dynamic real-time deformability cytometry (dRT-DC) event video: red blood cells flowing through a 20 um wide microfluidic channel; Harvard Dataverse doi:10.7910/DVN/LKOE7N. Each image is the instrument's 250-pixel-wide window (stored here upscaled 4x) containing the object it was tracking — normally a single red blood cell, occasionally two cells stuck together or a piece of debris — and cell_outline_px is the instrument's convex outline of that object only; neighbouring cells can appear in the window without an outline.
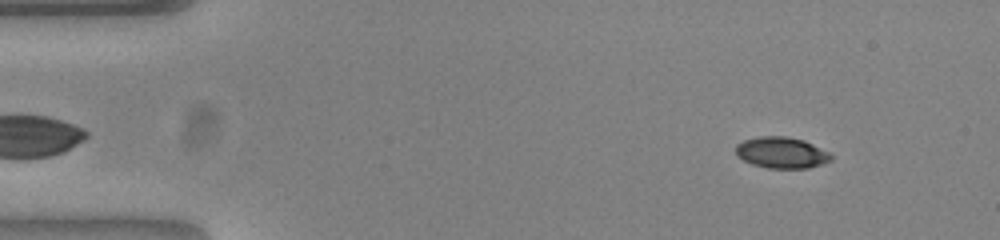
{"species": "common noctule bat (a hibernating species)", "species_latin": "Nyctalus noctula", "temperature_condition": "warm", "stored_images_in_passage": 51, "camera_frame_rate_fps": 3000, "um_per_image_px": 0.085, "animal": {"sex": "female", "body_mass_g": 23.0, "forearm_length_mm": 53.4}, "frame": {"image": 1, "passage_image": 4, "time_ms": 1.0, "image_size_px": [1000, 240], "cell_outline_px": [[832, 160], [808, 168], [768, 168], [752, 164], [736, 156], [736, 144], [744, 140], [760, 136], [784, 136], [804, 140], [828, 152], [832, 156]], "centroid_in_image_um": [66.41, 12.97], "position_along_channel_um": 18.6, "area_um2": 17.22}}
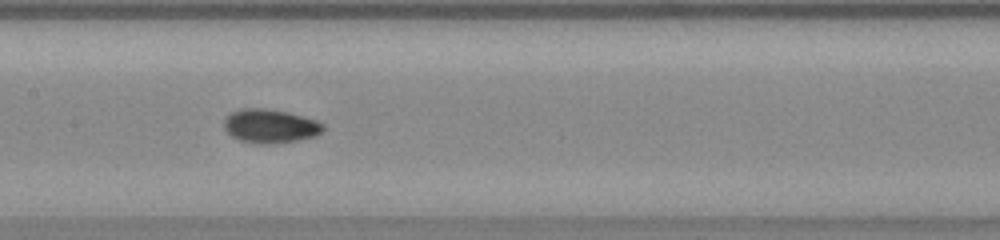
{"frame": {"image": 2, "passage_image": 24, "time_ms": 7.667, "image_size_px": [1000, 240], "cell_outline_px": [[324, 128], [316, 136], [296, 140], [268, 144], [240, 140], [232, 136], [224, 128], [224, 120], [232, 112], [240, 108], [260, 108], [284, 112], [316, 120], [324, 124]], "centroid_in_image_um": [22.95, 10.71], "position_along_channel_um": 184.4, "area_um2": 19.02}}
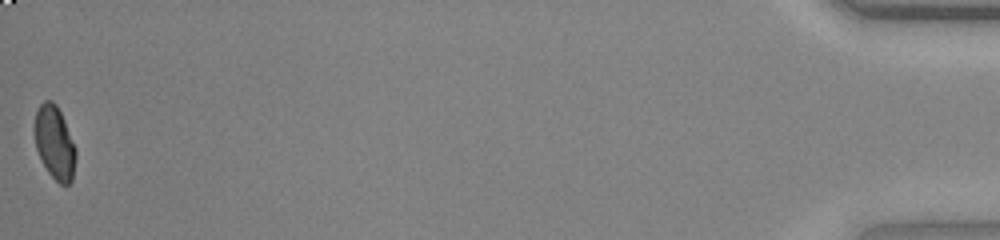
{"frame": {"image": 3, "passage_image": 51, "time_ms": 16.667, "image_size_px": [1000, 240], "cell_outline_px": [[76, 156], [72, 180], [68, 184], [60, 184], [48, 172], [36, 148], [36, 112], [40, 104], [44, 100], [52, 100], [56, 104], [64, 120], [76, 148]], "centroid_in_image_um": [4.67, 12.13], "position_along_channel_um": 430.5, "area_um2": 17.17}, "authors_computed_cell_mechanics": {"area_um2": 17.9758, "velocity_mm_per_s": 3.881, "shape_relaxation_time_tau1_ms": 3.5649, "shape_relaxation_time_tau2_ms": 2.4146, "deformation_change_tau1": 0.1214, "deformation_change_tau2": 0.0442}}